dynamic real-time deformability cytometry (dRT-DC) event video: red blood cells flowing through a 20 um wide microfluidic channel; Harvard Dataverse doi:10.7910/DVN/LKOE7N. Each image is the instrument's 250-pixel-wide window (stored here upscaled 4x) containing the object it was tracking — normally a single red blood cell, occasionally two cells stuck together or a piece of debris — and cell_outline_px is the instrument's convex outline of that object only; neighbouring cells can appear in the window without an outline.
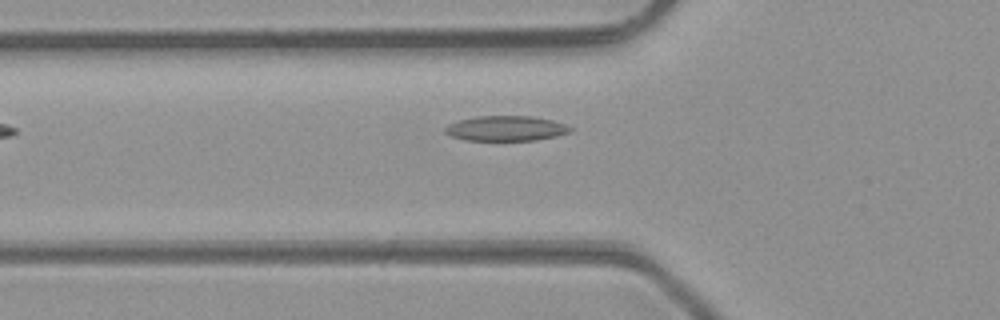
{"species": "common noctule bat (a hibernating species)", "species_latin": "Nyctalus noctula", "temperature_condition": "room temperature", "stored_images_in_passage": 29, "camera_frame_rate_fps": 3000, "um_per_image_px": 0.085, "animal": {"sex": "male", "body_mass_g": 23.1, "forearm_length_mm": 52.7}, "frame": {"image": 1, "passage_image": 2, "time_ms": 0.333, "image_size_px": [1000, 320], "cell_outline_px": [[572, 132], [556, 136], [536, 140], [464, 140], [448, 136], [444, 132], [444, 128], [448, 124], [460, 120], [476, 116], [532, 116], [552, 120], [564, 124], [572, 128]], "centroid_in_image_um": [42.98, 10.91], "position_along_channel_um": 82.8, "area_um2": 18.38}}
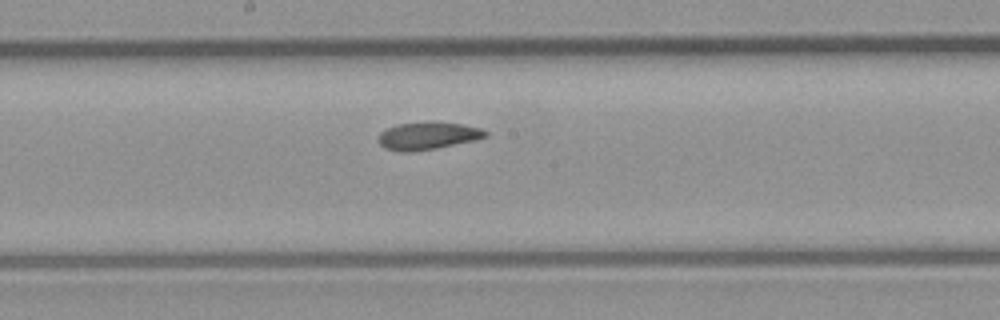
{"frame": {"image": 2, "passage_image": 11, "time_ms": 3.333, "image_size_px": [1000, 320], "cell_outline_px": [[488, 136], [472, 140], [436, 148], [412, 152], [400, 152], [384, 148], [380, 144], [380, 132], [396, 124], [428, 120], [436, 120], [464, 124], [480, 128], [488, 132]], "centroid_in_image_um": [36.36, 11.51], "position_along_channel_um": 211.8, "area_um2": 17.46}}
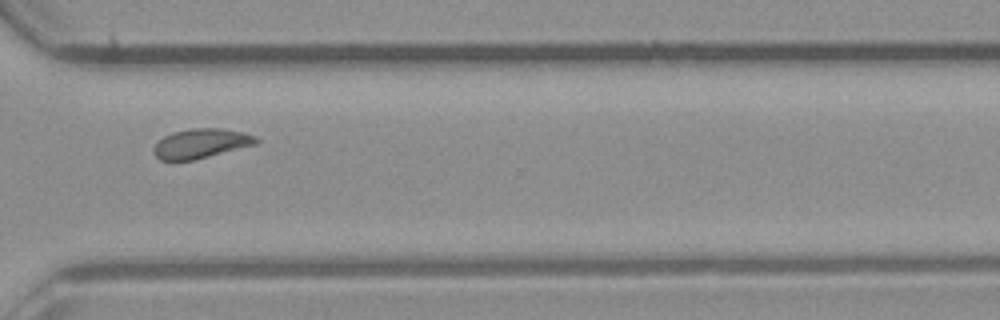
{"frame": {"image": 3, "passage_image": 21, "time_ms": 6.667, "image_size_px": [1000, 320], "cell_outline_px": [[260, 140], [256, 144], [192, 160], [160, 160], [152, 152], [152, 148], [164, 136], [172, 132], [192, 128], [220, 128], [244, 132], [256, 136]], "centroid_in_image_um": [17.08, 12.18], "position_along_channel_um": 353.5, "area_um2": 17.51}, "authors_computed_cell_mechanics": {"area_um2": 17.4556, "velocity_mm_per_s": 4.2604, "shape_relaxation_time_tau1_ms": 5.482, "shape_relaxation_time_tau2_ms": 2.0331, "deformation_change_tau1": 0.1308, "deformation_change_tau2": 0.0683}}